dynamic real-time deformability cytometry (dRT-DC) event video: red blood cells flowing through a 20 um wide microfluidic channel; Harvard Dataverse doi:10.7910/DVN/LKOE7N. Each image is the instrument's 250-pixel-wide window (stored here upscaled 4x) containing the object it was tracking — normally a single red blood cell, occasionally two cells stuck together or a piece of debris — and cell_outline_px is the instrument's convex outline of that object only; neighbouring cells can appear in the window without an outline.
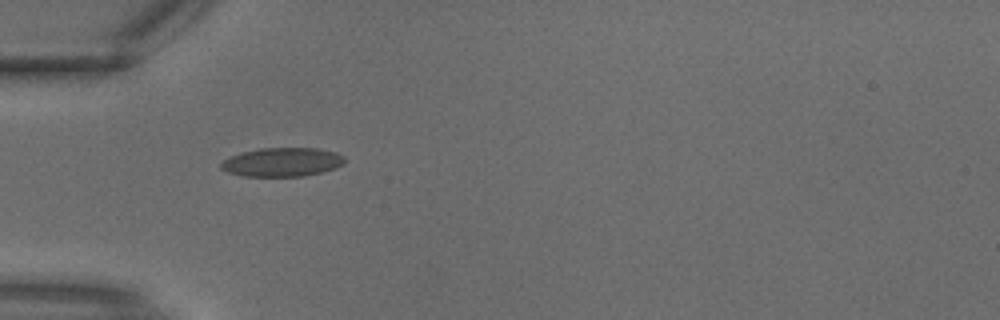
{"species": "common noctule bat (a hibernating species)", "species_latin": "Nyctalus noctula", "temperature_condition": "warm", "stored_images_in_passage": 3, "camera_frame_rate_fps": 3000, "um_per_image_px": 0.085, "animal": {"sex": "male", "body_mass_g": 18.8}, "frame": {"image": 1, "passage_image": 3, "time_ms": 0.667, "image_size_px": [1000, 320], "cell_outline_px": [[344, 164], [336, 168], [304, 176], [244, 176], [228, 172], [220, 168], [220, 164], [224, 160], [240, 152], [260, 148], [316, 148], [336, 152], [344, 156]], "centroid_in_image_um": [23.99, 13.77], "position_along_channel_um": 61.0, "area_um2": 20.75}}